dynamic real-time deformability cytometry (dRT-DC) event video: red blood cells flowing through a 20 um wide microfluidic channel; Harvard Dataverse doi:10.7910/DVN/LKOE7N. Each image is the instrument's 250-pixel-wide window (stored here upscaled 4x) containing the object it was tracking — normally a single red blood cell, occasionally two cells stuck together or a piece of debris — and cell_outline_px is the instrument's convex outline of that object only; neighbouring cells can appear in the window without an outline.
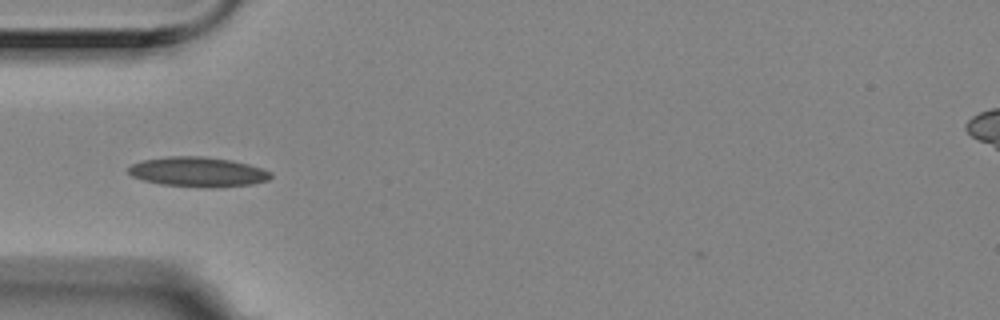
{"species": "Egyptian fruit bat (a non-hibernating species)", "species_latin": "Rousettus aegyptiacus", "temperature_condition": "room temperature", "stored_images_in_passage": 13, "camera_frame_rate_fps": 3000, "um_per_image_px": 0.085, "animal": {"sex": "female"}, "frame": {"image": 1, "passage_image": 1, "time_ms": 0.0, "image_size_px": [1000, 320], "cell_outline_px": [[272, 176], [268, 180], [252, 184], [212, 188], [204, 188], [160, 184], [144, 180], [132, 176], [128, 172], [128, 168], [132, 164], [144, 160], [168, 156], [200, 156], [232, 160], [248, 164], [272, 172]], "centroid_in_image_um": [16.83, 14.62], "position_along_channel_um": 68.2, "area_um2": 24.74}}
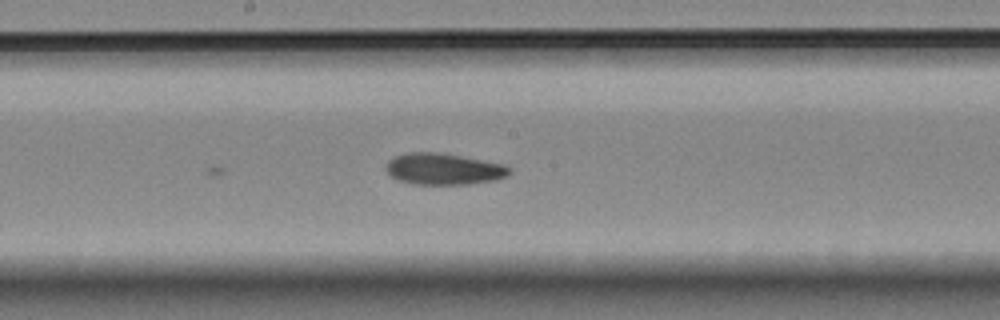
{"frame": {"image": 2, "passage_image": 13, "time_ms": 4.0, "image_size_px": [1000, 320], "cell_outline_px": [[512, 172], [508, 176], [496, 180], [468, 184], [412, 184], [396, 180], [384, 168], [388, 160], [396, 156], [408, 152], [440, 152], [504, 164], [512, 168]], "centroid_in_image_um": [37.73, 14.36], "position_along_channel_um": 210.5, "area_um2": 22.83}}